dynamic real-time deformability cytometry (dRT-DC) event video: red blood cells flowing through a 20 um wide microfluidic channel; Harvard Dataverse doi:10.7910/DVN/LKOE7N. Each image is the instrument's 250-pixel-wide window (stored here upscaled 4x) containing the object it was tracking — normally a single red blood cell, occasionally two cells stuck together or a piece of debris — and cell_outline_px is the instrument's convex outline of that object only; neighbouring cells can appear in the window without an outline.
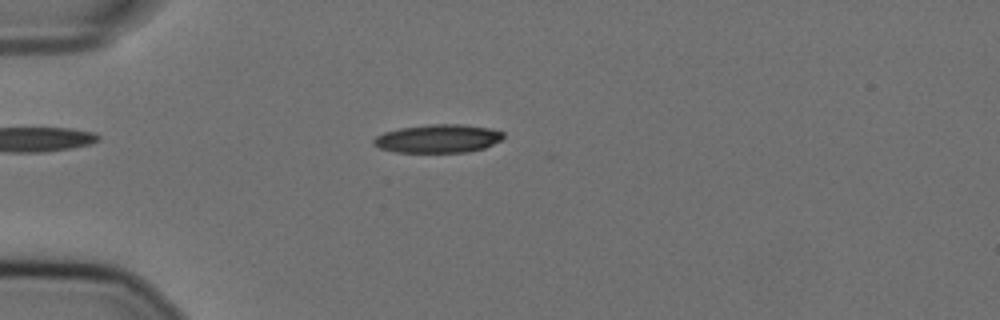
{"species": "Egyptian fruit bat (a non-hibernating species)", "species_latin": "Rousettus aegyptiacus", "temperature_condition": "cold", "stored_images_in_passage": 56, "camera_frame_rate_fps": 3000, "um_per_image_px": 0.085, "animal": {"sex": "female"}, "frame": {"image": 1, "passage_image": 15, "time_ms": 4.667, "image_size_px": [1000, 320], "cell_outline_px": [[504, 136], [500, 140], [484, 148], [468, 152], [396, 152], [380, 148], [372, 144], [372, 140], [376, 136], [384, 132], [400, 128], [432, 124], [460, 124], [492, 128], [504, 132]], "centroid_in_image_um": [37.23, 11.78], "position_along_channel_um": 47.8, "area_um2": 21.44}}
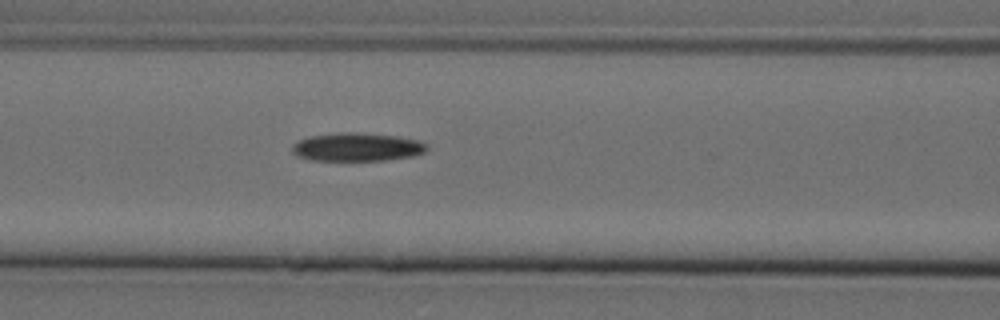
{"frame": {"image": 2, "passage_image": 24, "time_ms": 7.667, "image_size_px": [1000, 320], "cell_outline_px": [[428, 148], [424, 152], [412, 156], [388, 160], [312, 160], [300, 156], [292, 152], [292, 144], [308, 136], [340, 132], [356, 132], [396, 136], [416, 140], [428, 144]], "centroid_in_image_um": [30.35, 12.49], "position_along_channel_um": 136.2, "area_um2": 22.14}}
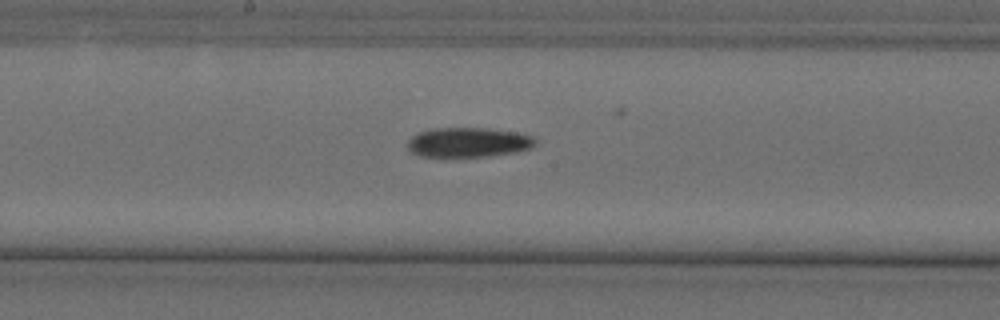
{"frame": {"image": 3, "passage_image": 30, "time_ms": 9.667, "image_size_px": [1000, 320], "cell_outline_px": [[536, 144], [532, 148], [516, 152], [488, 156], [420, 156], [412, 152], [408, 148], [408, 140], [416, 132], [432, 128], [488, 128], [516, 132], [536, 136]], "centroid_in_image_um": [39.84, 12.08], "position_along_channel_um": 208.4, "area_um2": 22.25}}